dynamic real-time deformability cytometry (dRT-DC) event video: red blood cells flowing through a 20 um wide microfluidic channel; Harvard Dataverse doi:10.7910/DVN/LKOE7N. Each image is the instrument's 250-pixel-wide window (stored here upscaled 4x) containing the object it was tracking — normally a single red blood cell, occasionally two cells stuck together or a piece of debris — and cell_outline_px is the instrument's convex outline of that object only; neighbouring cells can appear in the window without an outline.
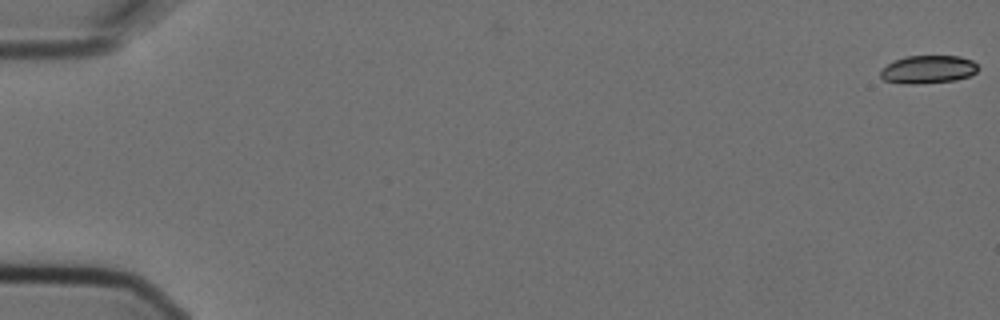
{"species": "Egyptian fruit bat (a non-hibernating species)", "species_latin": "Rousettus aegyptiacus", "temperature_condition": "cold", "stored_images_in_passage": 7, "camera_frame_rate_fps": 3000, "um_per_image_px": 0.085, "animal": {"sex": "female"}, "frame": {"image": 1, "passage_image": 1, "time_ms": 0.0, "image_size_px": [1000, 320], "cell_outline_px": [[980, 68], [976, 72], [968, 76], [956, 80], [912, 84], [904, 84], [884, 80], [880, 76], [880, 72], [888, 64], [904, 56], [960, 56], [972, 60]], "centroid_in_image_um": [78.9, 5.9], "position_along_channel_um": 6.1, "area_um2": 15.84}}
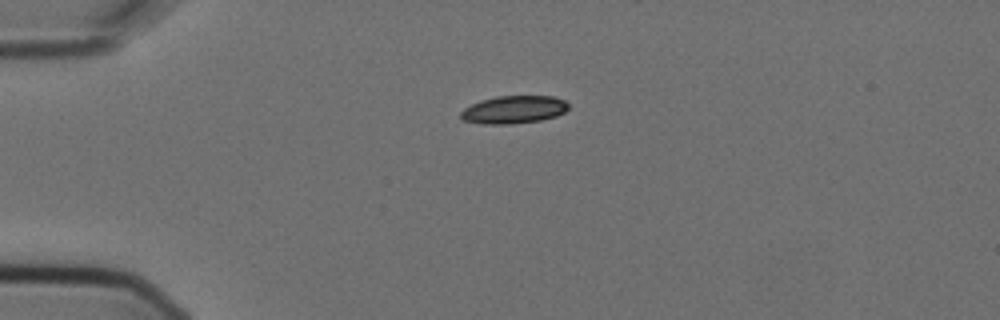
{"frame": {"image": 2, "passage_image": 5, "time_ms": 1.333, "image_size_px": [1000, 320], "cell_outline_px": [[568, 108], [564, 112], [556, 116], [540, 120], [508, 124], [480, 124], [460, 120], [460, 112], [464, 108], [480, 100], [496, 96], [552, 96], [564, 100], [568, 104]], "centroid_in_image_um": [43.62, 9.32], "position_along_channel_um": 41.4, "area_um2": 17.51}}
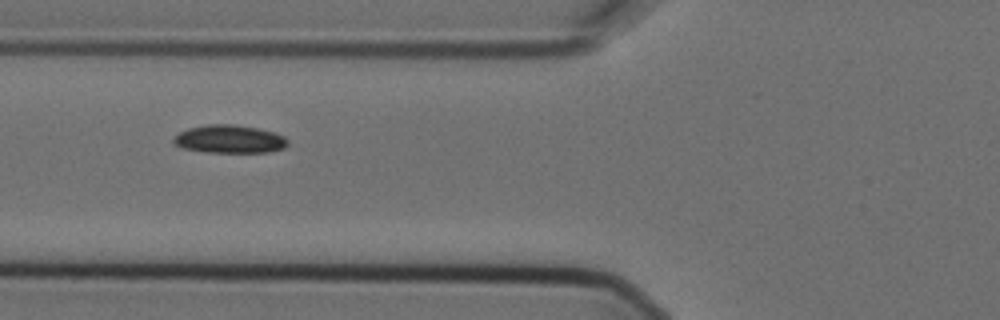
{"frame": {"image": 3, "passage_image": 7, "time_ms": 2.0, "image_size_px": [1000, 320], "cell_outline_px": [[288, 144], [284, 148], [268, 152], [204, 152], [180, 148], [172, 144], [172, 140], [180, 132], [188, 128], [208, 124], [232, 124], [256, 128], [276, 132], [284, 136], [288, 140]], "centroid_in_image_um": [19.49, 11.83], "position_along_channel_um": 106.3, "area_um2": 18.84}}